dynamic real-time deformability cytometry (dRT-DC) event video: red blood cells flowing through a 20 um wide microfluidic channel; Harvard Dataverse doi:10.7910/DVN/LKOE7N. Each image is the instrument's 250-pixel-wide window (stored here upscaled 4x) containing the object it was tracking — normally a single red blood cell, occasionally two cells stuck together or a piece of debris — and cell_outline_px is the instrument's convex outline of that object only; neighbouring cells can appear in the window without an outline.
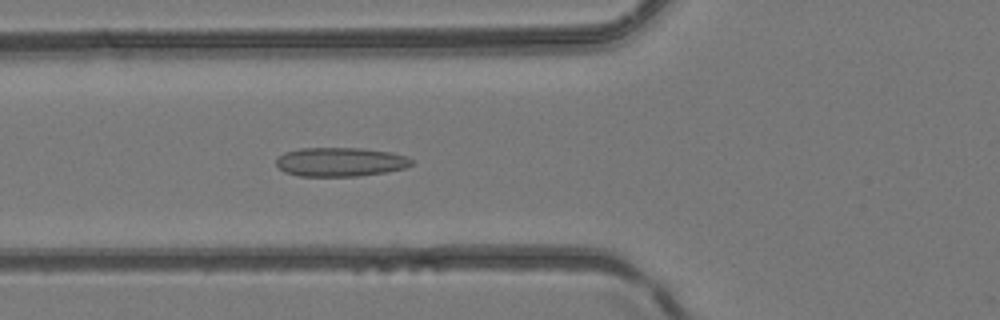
{"species": "common noctule bat (a hibernating species)", "species_latin": "Nyctalus noctula", "temperature_condition": "room temperature", "stored_images_in_passage": 50, "camera_frame_rate_fps": 3000, "um_per_image_px": 0.085, "animal": {"sex": "female", "body_mass_g": 24.6, "forearm_length_mm": 56.2}, "frame": {"image": 1, "passage_image": 19, "time_ms": 6.0, "image_size_px": [1000, 320], "cell_outline_px": [[412, 164], [404, 168], [384, 172], [356, 176], [300, 176], [284, 172], [276, 164], [276, 160], [284, 152], [300, 148], [364, 148], [392, 152], [404, 156], [412, 160]], "centroid_in_image_um": [28.9, 13.76], "position_along_channel_um": 96.9, "area_um2": 22.77}}
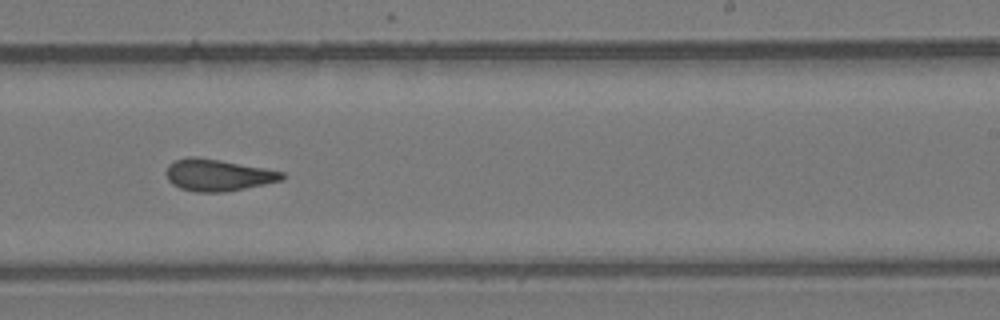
{"frame": {"image": 2, "passage_image": 31, "time_ms": 10.0, "image_size_px": [1000, 320], "cell_outline_px": [[284, 180], [224, 192], [196, 192], [180, 188], [172, 184], [168, 180], [168, 164], [176, 160], [188, 156], [196, 156], [220, 160], [264, 168], [284, 172]], "centroid_in_image_um": [18.52, 14.88], "position_along_channel_um": 270.5, "area_um2": 21.27}}
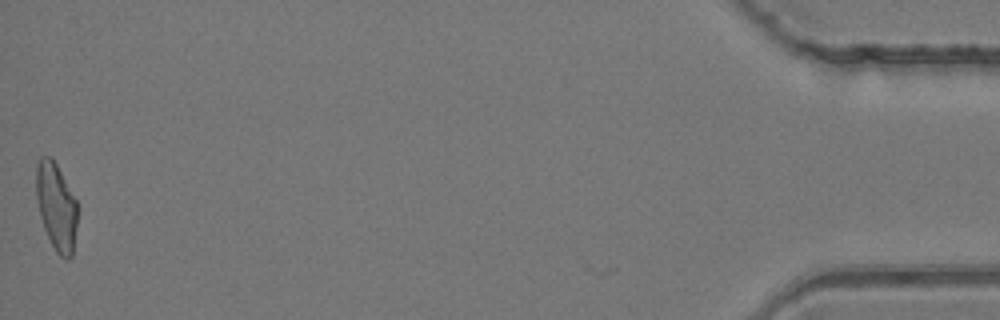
{"frame": {"image": 3, "passage_image": 49, "time_ms": 16.0, "image_size_px": [1000, 320], "cell_outline_px": [[76, 224], [72, 256], [68, 260], [60, 256], [56, 252], [44, 228], [40, 216], [36, 200], [36, 164], [40, 156], [52, 156], [76, 200]], "centroid_in_image_um": [4.76, 17.53], "position_along_channel_um": 430.4, "area_um2": 20.87}}